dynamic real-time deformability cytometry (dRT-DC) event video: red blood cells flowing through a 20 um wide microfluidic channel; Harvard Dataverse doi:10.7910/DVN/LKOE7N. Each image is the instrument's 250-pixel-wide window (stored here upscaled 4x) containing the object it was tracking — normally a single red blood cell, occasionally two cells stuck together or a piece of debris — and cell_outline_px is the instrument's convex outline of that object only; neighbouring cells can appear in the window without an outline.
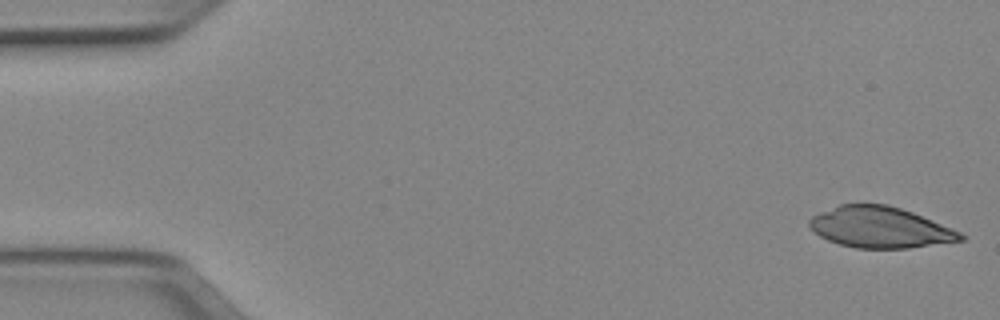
{"species": "Egyptian fruit bat (a non-hibernating species)", "species_latin": "Rousettus aegyptiacus", "temperature_condition": "cold", "stored_images_in_passage": 50, "camera_frame_rate_fps": 3000, "um_per_image_px": 0.085, "animal": {"sex": "female"}, "frame": {"image": 1, "passage_image": 1, "time_ms": 0.0, "image_size_px": [1000, 320], "cell_outline_px": [[968, 236], [964, 240], [908, 248], [856, 248], [840, 244], [828, 240], [820, 236], [808, 224], [808, 220], [812, 216], [820, 212], [840, 204], [888, 204], [912, 212], [932, 220], [960, 232]], "centroid_in_image_um": [74.81, 19.32], "position_along_channel_um": 10.2, "area_um2": 35.89}}